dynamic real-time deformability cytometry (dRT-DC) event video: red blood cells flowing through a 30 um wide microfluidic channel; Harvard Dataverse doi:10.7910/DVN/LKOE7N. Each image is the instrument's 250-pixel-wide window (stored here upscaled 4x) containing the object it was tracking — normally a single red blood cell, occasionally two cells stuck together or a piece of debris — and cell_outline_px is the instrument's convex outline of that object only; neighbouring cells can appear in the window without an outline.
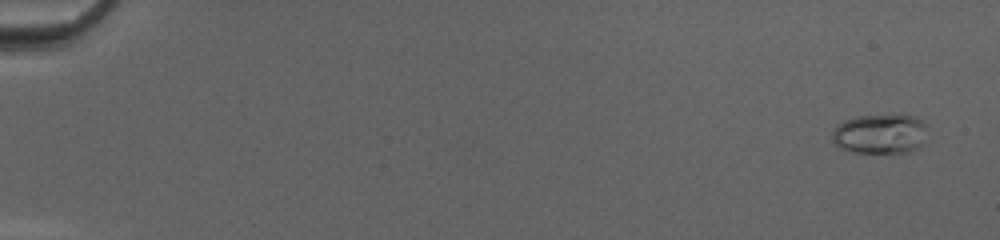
{"species": "common noctule bat (a hibernating species)", "species_latin": "Nyctalus noctula", "temperature_condition": "cold", "stored_images_in_passage": 51, "camera_frame_rate_fps": 3000, "um_per_image_px": 0.085, "animal": {"sex": "female", "body_mass_g": 20.0, "forearm_length_mm": 54.0}, "frame": {"image": 1, "passage_image": 3, "time_ms": 0.667, "image_size_px": [1000, 240], "cell_outline_px": [[928, 124], [924, 144], [920, 148], [908, 152], [852, 152], [840, 148], [832, 140], [832, 132], [844, 120], [856, 116], [912, 116]], "centroid_in_image_um": [74.85, 11.4], "position_along_channel_um": 10.2, "area_um2": 21.96}}
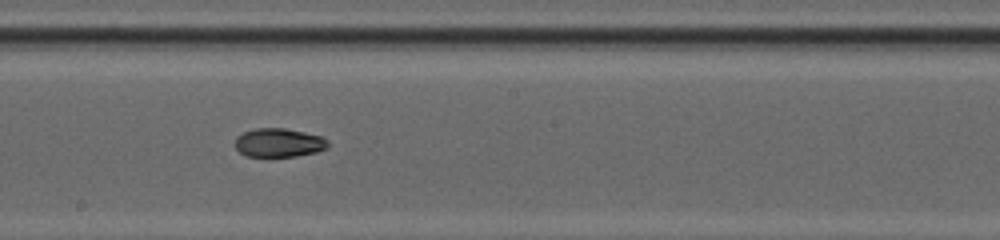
{"frame": {"image": 2, "passage_image": 31, "time_ms": 10.0, "image_size_px": [1000, 240], "cell_outline_px": [[328, 148], [316, 152], [296, 156], [244, 156], [236, 148], [236, 136], [244, 132], [256, 128], [284, 128], [304, 132], [320, 136], [328, 140]], "centroid_in_image_um": [23.7, 12.13], "position_along_channel_um": 224.5, "area_um2": 15.49}}
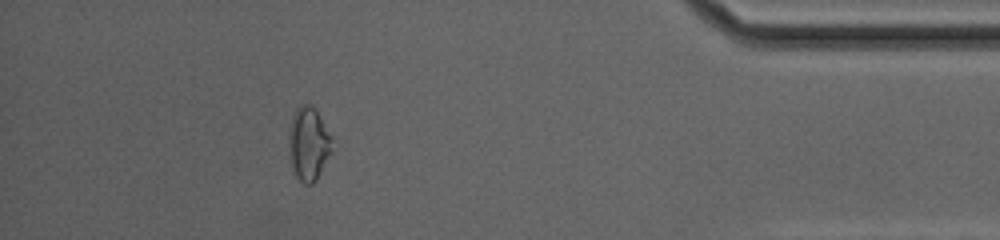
{"frame": {"image": 3, "passage_image": 47, "time_ms": 15.333, "image_size_px": [1000, 240], "cell_outline_px": [[332, 152], [316, 180], [312, 184], [304, 184], [296, 176], [292, 168], [288, 152], [288, 132], [292, 116], [296, 108], [300, 104], [308, 104], [316, 108], [332, 136]], "centroid_in_image_um": [26.22, 12.2], "position_along_channel_um": 409.0, "area_um2": 18.96}, "authors_computed_cell_mechanics": {"area_um2": 16.6464, "velocity_mm_per_s": 4.2088, "shape_relaxation_time_tau1_ms": 8.485, "shape_relaxation_time_tau2_ms": 4.6503, "deformation_change_tau1": 0.2372, "deformation_change_tau2": 0.0765}}